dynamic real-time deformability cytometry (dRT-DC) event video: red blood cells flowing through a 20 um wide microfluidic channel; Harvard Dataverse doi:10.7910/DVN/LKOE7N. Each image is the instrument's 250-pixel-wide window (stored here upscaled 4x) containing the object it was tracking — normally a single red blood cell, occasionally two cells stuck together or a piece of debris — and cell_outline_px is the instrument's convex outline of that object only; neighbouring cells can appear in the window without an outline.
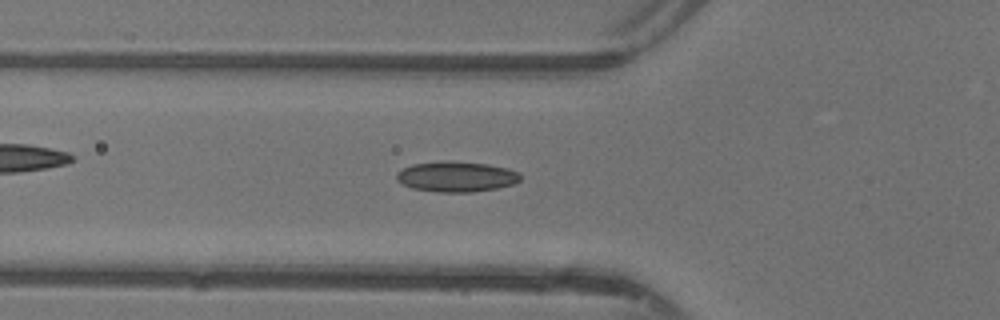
{"species": "common noctule bat (a hibernating species)", "species_latin": "Nyctalus noctula", "temperature_condition": "warm", "stored_images_in_passage": 35, "camera_frame_rate_fps": 3000, "um_per_image_px": 0.085, "animal": {"sex": "female"}, "frame": {"image": 1, "passage_image": 5, "time_ms": 1.333, "image_size_px": [1000, 320], "cell_outline_px": [[520, 180], [512, 184], [496, 188], [472, 192], [436, 192], [412, 188], [396, 180], [396, 172], [412, 164], [444, 160], [448, 160], [488, 164], [508, 168], [520, 172]], "centroid_in_image_um": [38.78, 15.0], "position_along_channel_um": 87.0, "area_um2": 22.08}}
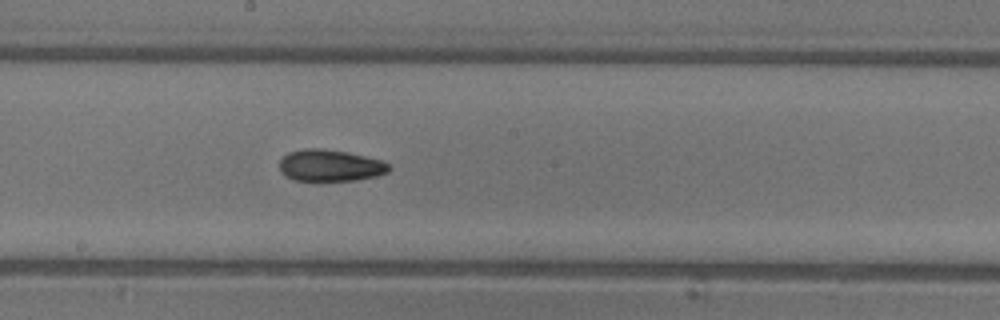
{"frame": {"image": 2, "passage_image": 14, "time_ms": 4.333, "image_size_px": [1000, 320], "cell_outline_px": [[392, 168], [388, 172], [376, 176], [356, 180], [316, 184], [292, 180], [284, 176], [280, 172], [280, 160], [288, 152], [304, 148], [320, 148], [348, 152], [380, 160], [388, 164]], "centroid_in_image_um": [28.0, 14.12], "position_along_channel_um": 220.2, "area_um2": 21.15}}
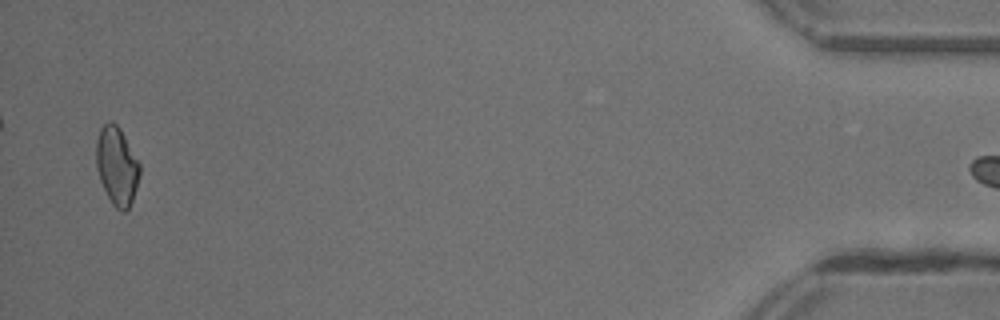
{"frame": {"image": 3, "passage_image": 34, "time_ms": 11.0, "image_size_px": [1000, 320], "cell_outline_px": [[140, 176], [132, 200], [128, 208], [124, 212], [120, 212], [112, 204], [100, 180], [96, 168], [96, 140], [100, 128], [108, 120], [112, 120], [120, 128], [140, 164]], "centroid_in_image_um": [9.92, 14.08], "position_along_channel_um": 425.3, "area_um2": 19.88}}